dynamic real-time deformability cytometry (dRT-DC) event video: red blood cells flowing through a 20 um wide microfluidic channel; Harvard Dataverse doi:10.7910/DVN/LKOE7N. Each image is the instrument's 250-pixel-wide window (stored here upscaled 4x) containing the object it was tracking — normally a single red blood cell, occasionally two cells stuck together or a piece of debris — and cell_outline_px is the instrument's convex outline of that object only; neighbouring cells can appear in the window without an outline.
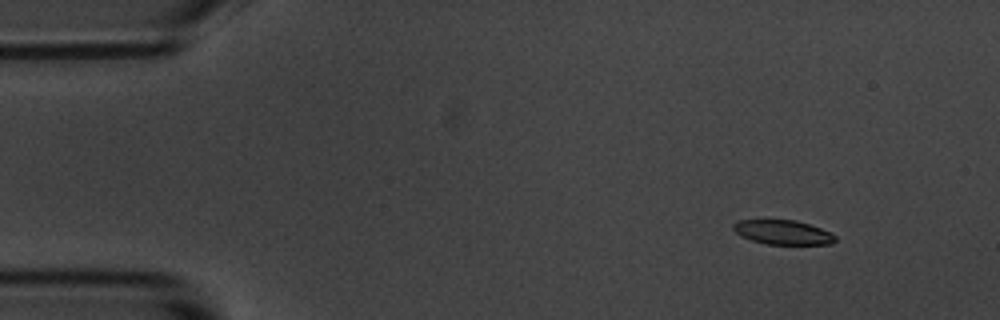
{"species": "common noctule bat (a hibernating species)", "species_latin": "Nyctalus noctula", "temperature_condition": "room temperature", "stored_images_in_passage": 5, "camera_frame_rate_fps": 3000, "um_per_image_px": 0.085, "animal": {"sex": "male", "body_mass_g": 20.1, "forearm_length_mm": 53.5}, "frame": {"image": 1, "passage_image": 2, "time_ms": 1.333, "image_size_px": [1000, 320], "cell_outline_px": [[836, 240], [832, 244], [768, 244], [752, 240], [740, 236], [732, 228], [732, 224], [736, 220], [796, 220], [820, 228], [836, 236]], "centroid_in_image_um": [66.51, 19.74], "position_along_channel_um": 18.5, "area_um2": 14.39}}
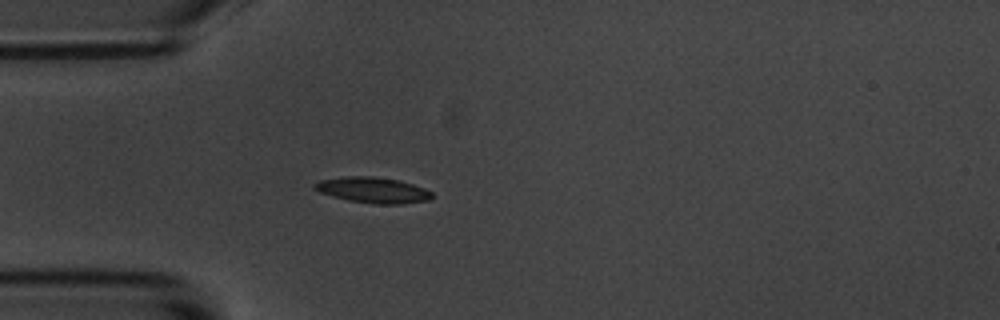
{"frame": {"image": 2, "passage_image": 5, "time_ms": 4.667, "image_size_px": [1000, 320], "cell_outline_px": [[432, 196], [428, 200], [400, 204], [376, 204], [348, 200], [332, 196], [320, 192], [312, 188], [312, 184], [320, 180], [344, 176], [372, 176], [400, 180], [424, 188], [432, 192]], "centroid_in_image_um": [31.66, 16.15], "position_along_channel_um": 53.3, "area_um2": 17.63}}